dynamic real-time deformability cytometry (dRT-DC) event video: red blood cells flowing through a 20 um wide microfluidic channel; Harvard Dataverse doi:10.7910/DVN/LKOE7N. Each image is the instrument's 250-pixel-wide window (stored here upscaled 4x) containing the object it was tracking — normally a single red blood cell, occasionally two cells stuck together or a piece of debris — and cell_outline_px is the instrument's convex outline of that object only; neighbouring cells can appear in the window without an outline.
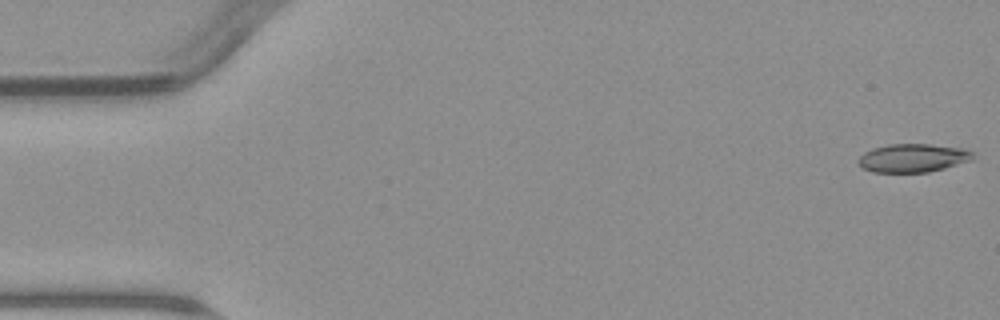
{"species": "common noctule bat (a hibernating species)", "species_latin": "Nyctalus noctula", "temperature_condition": "warm", "stored_images_in_passage": 5, "camera_frame_rate_fps": 3000, "um_per_image_px": 0.085, "animal": {"sex": "male", "body_mass_g": 23.1, "forearm_length_mm": 52.7}, "frame": {"image": 1, "passage_image": 1, "time_ms": 0.0, "image_size_px": [1000, 320], "cell_outline_px": [[972, 160], [944, 168], [928, 172], [872, 172], [864, 168], [856, 160], [864, 152], [872, 148], [888, 144], [928, 144], [964, 148], [972, 152]], "centroid_in_image_um": [77.57, 13.42], "position_along_channel_um": 7.4, "area_um2": 18.9}}